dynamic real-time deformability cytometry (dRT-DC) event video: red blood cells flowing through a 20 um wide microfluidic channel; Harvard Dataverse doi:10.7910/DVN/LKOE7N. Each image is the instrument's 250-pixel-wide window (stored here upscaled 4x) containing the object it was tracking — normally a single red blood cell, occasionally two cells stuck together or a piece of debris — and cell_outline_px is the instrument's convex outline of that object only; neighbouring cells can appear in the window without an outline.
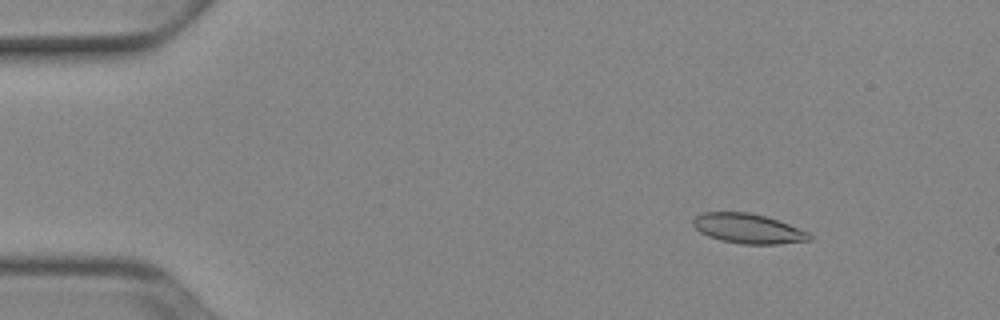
{"species": "Egyptian fruit bat (a non-hibernating species)", "species_latin": "Rousettus aegyptiacus", "temperature_condition": "cold", "stored_images_in_passage": 17, "camera_frame_rate_fps": 3000, "um_per_image_px": 0.085, "animal": {"sex": "female"}, "frame": {"image": 1, "passage_image": 7, "time_ms": 2.0, "image_size_px": [1000, 320], "cell_outline_px": [[812, 240], [780, 244], [740, 244], [720, 240], [708, 236], [700, 232], [692, 224], [692, 220], [696, 216], [704, 212], [748, 212], [764, 216], [788, 224], [808, 232], [812, 236]], "centroid_in_image_um": [63.57, 19.44], "position_along_channel_um": 21.4, "area_um2": 20.11}}